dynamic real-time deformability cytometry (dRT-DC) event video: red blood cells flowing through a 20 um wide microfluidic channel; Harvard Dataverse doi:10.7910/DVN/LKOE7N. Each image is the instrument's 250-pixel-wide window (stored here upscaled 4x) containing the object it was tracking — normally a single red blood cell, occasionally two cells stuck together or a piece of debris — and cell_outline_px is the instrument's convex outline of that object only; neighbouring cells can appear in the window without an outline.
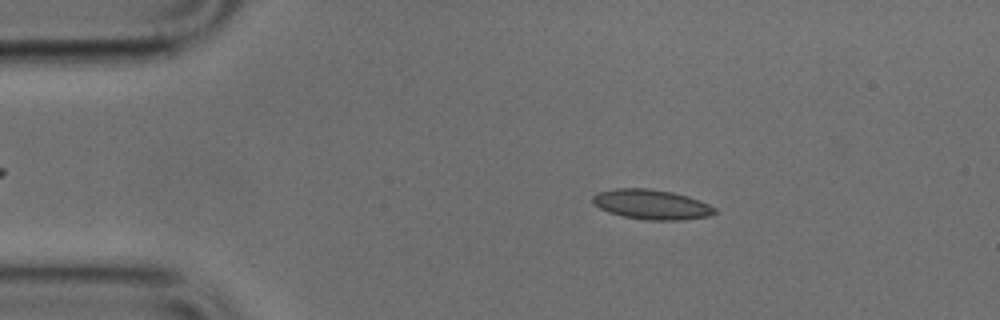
{"species": "common noctule bat (a hibernating species)", "species_latin": "Nyctalus noctula", "temperature_condition": "cold", "stored_images_in_passage": 49, "camera_frame_rate_fps": 3000, "um_per_image_px": 0.085, "animal": {"sex": "male", "body_mass_g": 17.9, "forearm_length_mm": 54.2}, "frame": {"image": 1, "passage_image": 8, "time_ms": 2.333, "image_size_px": [1000, 320], "cell_outline_px": [[716, 212], [708, 216], [680, 220], [644, 220], [624, 216], [608, 212], [592, 204], [592, 196], [596, 192], [612, 188], [648, 188], [672, 192], [688, 196], [700, 200], [716, 208]], "centroid_in_image_um": [55.34, 17.37], "position_along_channel_um": 29.7, "area_um2": 21.39}}
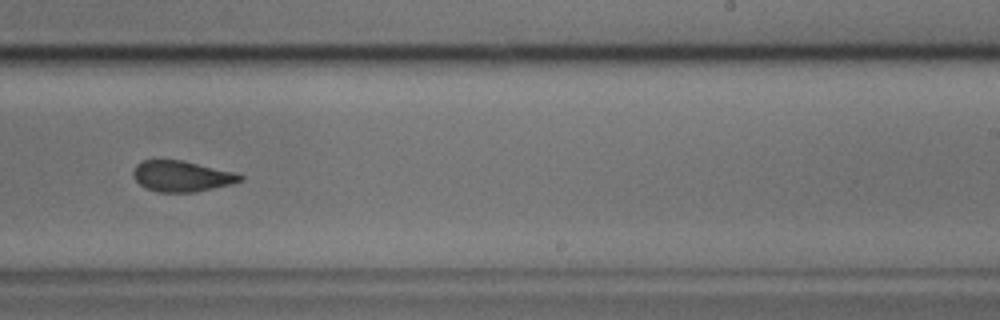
{"frame": {"image": 2, "passage_image": 30, "time_ms": 9.667, "image_size_px": [1000, 320], "cell_outline_px": [[244, 180], [232, 184], [196, 192], [160, 192], [148, 188], [140, 184], [132, 176], [132, 172], [136, 164], [140, 160], [180, 160], [232, 172], [244, 176]], "centroid_in_image_um": [15.42, 14.98], "position_along_channel_um": 273.6, "area_um2": 19.02}}
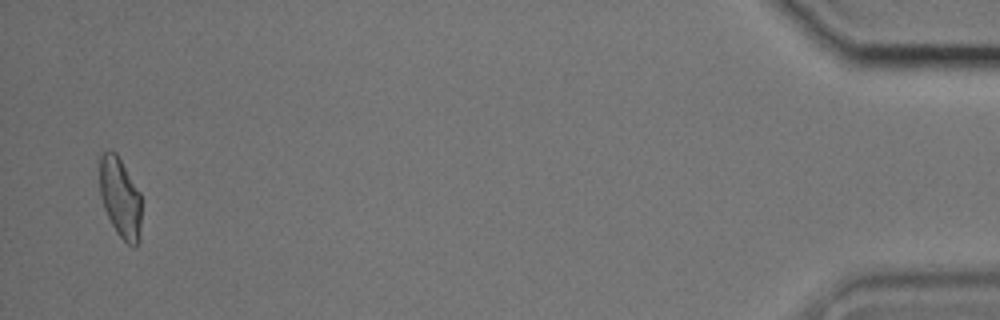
{"frame": {"image": 3, "passage_image": 48, "time_ms": 15.667, "image_size_px": [1000, 320], "cell_outline_px": [[140, 240], [136, 248], [132, 248], [116, 232], [104, 208], [100, 196], [100, 156], [108, 148], [116, 152], [140, 192]], "centroid_in_image_um": [10.22, 16.81], "position_along_channel_um": 425.0, "area_um2": 19.59}}